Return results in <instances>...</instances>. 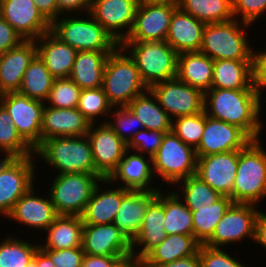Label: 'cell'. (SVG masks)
Segmentation results:
<instances>
[{
  "instance_id": "83f0119b",
  "label": "cell",
  "mask_w": 266,
  "mask_h": 267,
  "mask_svg": "<svg viewBox=\"0 0 266 267\" xmlns=\"http://www.w3.org/2000/svg\"><path fill=\"white\" fill-rule=\"evenodd\" d=\"M129 150L124 153L123 159L119 162L117 169L111 174L108 179H102V183L109 184L119 179L125 184V187L129 190H142L152 191L158 190L155 187H151L150 184L153 180V168L152 158L149 157V161L145 159L143 154H131L128 156Z\"/></svg>"
},
{
  "instance_id": "1f68e13d",
  "label": "cell",
  "mask_w": 266,
  "mask_h": 267,
  "mask_svg": "<svg viewBox=\"0 0 266 267\" xmlns=\"http://www.w3.org/2000/svg\"><path fill=\"white\" fill-rule=\"evenodd\" d=\"M177 78L205 93L211 89L213 60L201 52L180 53L178 54Z\"/></svg>"
},
{
  "instance_id": "7402d4cb",
  "label": "cell",
  "mask_w": 266,
  "mask_h": 267,
  "mask_svg": "<svg viewBox=\"0 0 266 267\" xmlns=\"http://www.w3.org/2000/svg\"><path fill=\"white\" fill-rule=\"evenodd\" d=\"M36 55L35 40H23L0 55V88L4 93L18 92L24 72Z\"/></svg>"
},
{
  "instance_id": "d4e9b609",
  "label": "cell",
  "mask_w": 266,
  "mask_h": 267,
  "mask_svg": "<svg viewBox=\"0 0 266 267\" xmlns=\"http://www.w3.org/2000/svg\"><path fill=\"white\" fill-rule=\"evenodd\" d=\"M34 194V187L32 186L17 200L6 217L35 229L46 230L54 222L58 214L50 197L45 199Z\"/></svg>"
},
{
  "instance_id": "d6986e66",
  "label": "cell",
  "mask_w": 266,
  "mask_h": 267,
  "mask_svg": "<svg viewBox=\"0 0 266 267\" xmlns=\"http://www.w3.org/2000/svg\"><path fill=\"white\" fill-rule=\"evenodd\" d=\"M238 156L239 150L197 157L195 175L222 196H230L237 173Z\"/></svg>"
},
{
  "instance_id": "681fc988",
  "label": "cell",
  "mask_w": 266,
  "mask_h": 267,
  "mask_svg": "<svg viewBox=\"0 0 266 267\" xmlns=\"http://www.w3.org/2000/svg\"><path fill=\"white\" fill-rule=\"evenodd\" d=\"M55 267H82L85 253L82 247L69 249H42Z\"/></svg>"
},
{
  "instance_id": "cb8c5ba5",
  "label": "cell",
  "mask_w": 266,
  "mask_h": 267,
  "mask_svg": "<svg viewBox=\"0 0 266 267\" xmlns=\"http://www.w3.org/2000/svg\"><path fill=\"white\" fill-rule=\"evenodd\" d=\"M205 25L177 7L171 16L166 42L178 54L199 52Z\"/></svg>"
},
{
  "instance_id": "484cf974",
  "label": "cell",
  "mask_w": 266,
  "mask_h": 267,
  "mask_svg": "<svg viewBox=\"0 0 266 267\" xmlns=\"http://www.w3.org/2000/svg\"><path fill=\"white\" fill-rule=\"evenodd\" d=\"M35 41L37 55L44 62L52 76L55 79L69 78L77 50L61 41L51 31L41 35Z\"/></svg>"
},
{
  "instance_id": "74e56055",
  "label": "cell",
  "mask_w": 266,
  "mask_h": 267,
  "mask_svg": "<svg viewBox=\"0 0 266 267\" xmlns=\"http://www.w3.org/2000/svg\"><path fill=\"white\" fill-rule=\"evenodd\" d=\"M178 193L172 191L164 193V228L167 235H194L193 215L191 210L182 203Z\"/></svg>"
},
{
  "instance_id": "680465c9",
  "label": "cell",
  "mask_w": 266,
  "mask_h": 267,
  "mask_svg": "<svg viewBox=\"0 0 266 267\" xmlns=\"http://www.w3.org/2000/svg\"><path fill=\"white\" fill-rule=\"evenodd\" d=\"M159 267H201L199 251L196 255L165 263Z\"/></svg>"
},
{
  "instance_id": "e575fe53",
  "label": "cell",
  "mask_w": 266,
  "mask_h": 267,
  "mask_svg": "<svg viewBox=\"0 0 266 267\" xmlns=\"http://www.w3.org/2000/svg\"><path fill=\"white\" fill-rule=\"evenodd\" d=\"M127 107L142 122L144 129L163 131L164 133L171 131L172 119L160 106L150 89L135 97Z\"/></svg>"
},
{
  "instance_id": "94428289",
  "label": "cell",
  "mask_w": 266,
  "mask_h": 267,
  "mask_svg": "<svg viewBox=\"0 0 266 267\" xmlns=\"http://www.w3.org/2000/svg\"><path fill=\"white\" fill-rule=\"evenodd\" d=\"M33 261L36 263L37 267H55L51 258L40 247L34 254Z\"/></svg>"
},
{
  "instance_id": "603a6c76",
  "label": "cell",
  "mask_w": 266,
  "mask_h": 267,
  "mask_svg": "<svg viewBox=\"0 0 266 267\" xmlns=\"http://www.w3.org/2000/svg\"><path fill=\"white\" fill-rule=\"evenodd\" d=\"M164 223V194L157 190V197L149 204L139 232L131 242L132 255L143 259L158 246L167 236ZM137 245L141 246L139 252Z\"/></svg>"
},
{
  "instance_id": "277c9868",
  "label": "cell",
  "mask_w": 266,
  "mask_h": 267,
  "mask_svg": "<svg viewBox=\"0 0 266 267\" xmlns=\"http://www.w3.org/2000/svg\"><path fill=\"white\" fill-rule=\"evenodd\" d=\"M259 140L239 150L237 173L229 196L233 203L254 204L266 197V152Z\"/></svg>"
},
{
  "instance_id": "7dc6e473",
  "label": "cell",
  "mask_w": 266,
  "mask_h": 267,
  "mask_svg": "<svg viewBox=\"0 0 266 267\" xmlns=\"http://www.w3.org/2000/svg\"><path fill=\"white\" fill-rule=\"evenodd\" d=\"M165 134L163 131L141 129L129 141L127 149L143 155L148 152L147 156L152 158L158 152Z\"/></svg>"
},
{
  "instance_id": "3957f363",
  "label": "cell",
  "mask_w": 266,
  "mask_h": 267,
  "mask_svg": "<svg viewBox=\"0 0 266 267\" xmlns=\"http://www.w3.org/2000/svg\"><path fill=\"white\" fill-rule=\"evenodd\" d=\"M102 89L109 103L115 106L114 109L119 105L127 106L135 97L149 89L134 60L120 45L110 53L106 61Z\"/></svg>"
},
{
  "instance_id": "6f0895ef",
  "label": "cell",
  "mask_w": 266,
  "mask_h": 267,
  "mask_svg": "<svg viewBox=\"0 0 266 267\" xmlns=\"http://www.w3.org/2000/svg\"><path fill=\"white\" fill-rule=\"evenodd\" d=\"M255 242L266 248V213L259 211L255 221Z\"/></svg>"
},
{
  "instance_id": "ee69618b",
  "label": "cell",
  "mask_w": 266,
  "mask_h": 267,
  "mask_svg": "<svg viewBox=\"0 0 266 267\" xmlns=\"http://www.w3.org/2000/svg\"><path fill=\"white\" fill-rule=\"evenodd\" d=\"M205 128V111L194 115L176 117L172 120L171 131L186 145L196 149Z\"/></svg>"
},
{
  "instance_id": "9f6ffc18",
  "label": "cell",
  "mask_w": 266,
  "mask_h": 267,
  "mask_svg": "<svg viewBox=\"0 0 266 267\" xmlns=\"http://www.w3.org/2000/svg\"><path fill=\"white\" fill-rule=\"evenodd\" d=\"M37 9L51 23L58 19V9L56 0H33Z\"/></svg>"
},
{
  "instance_id": "7a4b0ae2",
  "label": "cell",
  "mask_w": 266,
  "mask_h": 267,
  "mask_svg": "<svg viewBox=\"0 0 266 267\" xmlns=\"http://www.w3.org/2000/svg\"><path fill=\"white\" fill-rule=\"evenodd\" d=\"M34 153L45 163L57 169L59 175L86 173L99 174L95 170L91 142L85 136L54 137L42 141Z\"/></svg>"
},
{
  "instance_id": "f5cc1de1",
  "label": "cell",
  "mask_w": 266,
  "mask_h": 267,
  "mask_svg": "<svg viewBox=\"0 0 266 267\" xmlns=\"http://www.w3.org/2000/svg\"><path fill=\"white\" fill-rule=\"evenodd\" d=\"M254 86L261 98V89L266 87V49L254 52Z\"/></svg>"
},
{
  "instance_id": "ffe728a7",
  "label": "cell",
  "mask_w": 266,
  "mask_h": 267,
  "mask_svg": "<svg viewBox=\"0 0 266 267\" xmlns=\"http://www.w3.org/2000/svg\"><path fill=\"white\" fill-rule=\"evenodd\" d=\"M82 249L85 254L99 256H129L131 242L114 224H84Z\"/></svg>"
},
{
  "instance_id": "60d3db41",
  "label": "cell",
  "mask_w": 266,
  "mask_h": 267,
  "mask_svg": "<svg viewBox=\"0 0 266 267\" xmlns=\"http://www.w3.org/2000/svg\"><path fill=\"white\" fill-rule=\"evenodd\" d=\"M9 152L17 158L35 155L34 149L20 136L12 118L0 106V151Z\"/></svg>"
},
{
  "instance_id": "d6a6232c",
  "label": "cell",
  "mask_w": 266,
  "mask_h": 267,
  "mask_svg": "<svg viewBox=\"0 0 266 267\" xmlns=\"http://www.w3.org/2000/svg\"><path fill=\"white\" fill-rule=\"evenodd\" d=\"M113 51H77L69 78L81 89L102 87L106 61Z\"/></svg>"
},
{
  "instance_id": "be15d7a7",
  "label": "cell",
  "mask_w": 266,
  "mask_h": 267,
  "mask_svg": "<svg viewBox=\"0 0 266 267\" xmlns=\"http://www.w3.org/2000/svg\"><path fill=\"white\" fill-rule=\"evenodd\" d=\"M146 4H178L179 0H139Z\"/></svg>"
},
{
  "instance_id": "836d02e7",
  "label": "cell",
  "mask_w": 266,
  "mask_h": 267,
  "mask_svg": "<svg viewBox=\"0 0 266 267\" xmlns=\"http://www.w3.org/2000/svg\"><path fill=\"white\" fill-rule=\"evenodd\" d=\"M83 220L81 216L58 215L48 226L46 244L41 249H69L82 247Z\"/></svg>"
},
{
  "instance_id": "e7e4bbea",
  "label": "cell",
  "mask_w": 266,
  "mask_h": 267,
  "mask_svg": "<svg viewBox=\"0 0 266 267\" xmlns=\"http://www.w3.org/2000/svg\"><path fill=\"white\" fill-rule=\"evenodd\" d=\"M3 96H4V92L0 88V106H2Z\"/></svg>"
},
{
  "instance_id": "8992f818",
  "label": "cell",
  "mask_w": 266,
  "mask_h": 267,
  "mask_svg": "<svg viewBox=\"0 0 266 267\" xmlns=\"http://www.w3.org/2000/svg\"><path fill=\"white\" fill-rule=\"evenodd\" d=\"M236 20L206 24L199 52L212 60H254V51L243 33L251 24Z\"/></svg>"
},
{
  "instance_id": "f6af8a7d",
  "label": "cell",
  "mask_w": 266,
  "mask_h": 267,
  "mask_svg": "<svg viewBox=\"0 0 266 267\" xmlns=\"http://www.w3.org/2000/svg\"><path fill=\"white\" fill-rule=\"evenodd\" d=\"M81 88L70 78L54 79L48 99L50 107L76 108Z\"/></svg>"
},
{
  "instance_id": "7c38bea8",
  "label": "cell",
  "mask_w": 266,
  "mask_h": 267,
  "mask_svg": "<svg viewBox=\"0 0 266 267\" xmlns=\"http://www.w3.org/2000/svg\"><path fill=\"white\" fill-rule=\"evenodd\" d=\"M44 103L18 92L4 93L2 106L6 109L20 136L35 149L41 143Z\"/></svg>"
},
{
  "instance_id": "f1b7e54d",
  "label": "cell",
  "mask_w": 266,
  "mask_h": 267,
  "mask_svg": "<svg viewBox=\"0 0 266 267\" xmlns=\"http://www.w3.org/2000/svg\"><path fill=\"white\" fill-rule=\"evenodd\" d=\"M211 88L256 89L254 86V60H213Z\"/></svg>"
},
{
  "instance_id": "4dcf8cb0",
  "label": "cell",
  "mask_w": 266,
  "mask_h": 267,
  "mask_svg": "<svg viewBox=\"0 0 266 267\" xmlns=\"http://www.w3.org/2000/svg\"><path fill=\"white\" fill-rule=\"evenodd\" d=\"M201 243L194 235L173 234L153 248L144 258V267H159L178 259L196 255Z\"/></svg>"
},
{
  "instance_id": "4fadbf2b",
  "label": "cell",
  "mask_w": 266,
  "mask_h": 267,
  "mask_svg": "<svg viewBox=\"0 0 266 267\" xmlns=\"http://www.w3.org/2000/svg\"><path fill=\"white\" fill-rule=\"evenodd\" d=\"M178 4L139 2L131 32L123 42L166 41L171 16Z\"/></svg>"
},
{
  "instance_id": "9a60e30c",
  "label": "cell",
  "mask_w": 266,
  "mask_h": 267,
  "mask_svg": "<svg viewBox=\"0 0 266 267\" xmlns=\"http://www.w3.org/2000/svg\"><path fill=\"white\" fill-rule=\"evenodd\" d=\"M253 139L240 127L210 118L205 113V128L195 149L197 157L244 149Z\"/></svg>"
},
{
  "instance_id": "db71d44e",
  "label": "cell",
  "mask_w": 266,
  "mask_h": 267,
  "mask_svg": "<svg viewBox=\"0 0 266 267\" xmlns=\"http://www.w3.org/2000/svg\"><path fill=\"white\" fill-rule=\"evenodd\" d=\"M57 1V9H58V18L62 16L60 14L66 12L72 13L73 11H81L85 12L90 11V7L92 4V0H56Z\"/></svg>"
},
{
  "instance_id": "7bdbcfd3",
  "label": "cell",
  "mask_w": 266,
  "mask_h": 267,
  "mask_svg": "<svg viewBox=\"0 0 266 267\" xmlns=\"http://www.w3.org/2000/svg\"><path fill=\"white\" fill-rule=\"evenodd\" d=\"M76 108L91 124H95L96 118L104 117V115H107V112L110 114L109 111H112L113 106L107 100L102 87H99L81 89Z\"/></svg>"
},
{
  "instance_id": "c3c4849f",
  "label": "cell",
  "mask_w": 266,
  "mask_h": 267,
  "mask_svg": "<svg viewBox=\"0 0 266 267\" xmlns=\"http://www.w3.org/2000/svg\"><path fill=\"white\" fill-rule=\"evenodd\" d=\"M199 257L201 267H245L244 264L227 254L222 248H211L200 245Z\"/></svg>"
},
{
  "instance_id": "f907efd6",
  "label": "cell",
  "mask_w": 266,
  "mask_h": 267,
  "mask_svg": "<svg viewBox=\"0 0 266 267\" xmlns=\"http://www.w3.org/2000/svg\"><path fill=\"white\" fill-rule=\"evenodd\" d=\"M234 18L242 16L241 21L253 24L266 11V0H232Z\"/></svg>"
},
{
  "instance_id": "6da1fadb",
  "label": "cell",
  "mask_w": 266,
  "mask_h": 267,
  "mask_svg": "<svg viewBox=\"0 0 266 267\" xmlns=\"http://www.w3.org/2000/svg\"><path fill=\"white\" fill-rule=\"evenodd\" d=\"M261 104L256 89L211 88L204 93V111L207 116L240 127L253 140L261 137Z\"/></svg>"
},
{
  "instance_id": "f35d334b",
  "label": "cell",
  "mask_w": 266,
  "mask_h": 267,
  "mask_svg": "<svg viewBox=\"0 0 266 267\" xmlns=\"http://www.w3.org/2000/svg\"><path fill=\"white\" fill-rule=\"evenodd\" d=\"M232 203L229 196H222L209 207L188 208L193 215L194 236L201 244H204L212 236L216 225Z\"/></svg>"
},
{
  "instance_id": "816d5d0a",
  "label": "cell",
  "mask_w": 266,
  "mask_h": 267,
  "mask_svg": "<svg viewBox=\"0 0 266 267\" xmlns=\"http://www.w3.org/2000/svg\"><path fill=\"white\" fill-rule=\"evenodd\" d=\"M23 41L14 28L0 16V55Z\"/></svg>"
},
{
  "instance_id": "30bf717a",
  "label": "cell",
  "mask_w": 266,
  "mask_h": 267,
  "mask_svg": "<svg viewBox=\"0 0 266 267\" xmlns=\"http://www.w3.org/2000/svg\"><path fill=\"white\" fill-rule=\"evenodd\" d=\"M254 204L232 203L216 225L212 236L204 243L211 248H222L227 244L255 239V221L259 210Z\"/></svg>"
},
{
  "instance_id": "91938a15",
  "label": "cell",
  "mask_w": 266,
  "mask_h": 267,
  "mask_svg": "<svg viewBox=\"0 0 266 267\" xmlns=\"http://www.w3.org/2000/svg\"><path fill=\"white\" fill-rule=\"evenodd\" d=\"M113 267H144V265L143 259L131 254L119 259Z\"/></svg>"
},
{
  "instance_id": "5b68a950",
  "label": "cell",
  "mask_w": 266,
  "mask_h": 267,
  "mask_svg": "<svg viewBox=\"0 0 266 267\" xmlns=\"http://www.w3.org/2000/svg\"><path fill=\"white\" fill-rule=\"evenodd\" d=\"M120 46L128 49L148 88L177 78L178 53L166 41L122 42Z\"/></svg>"
},
{
  "instance_id": "52a82bcc",
  "label": "cell",
  "mask_w": 266,
  "mask_h": 267,
  "mask_svg": "<svg viewBox=\"0 0 266 267\" xmlns=\"http://www.w3.org/2000/svg\"><path fill=\"white\" fill-rule=\"evenodd\" d=\"M88 15L86 19L84 17L83 19L67 17L60 21L55 19L50 24V31L77 51H114L120 44L90 13Z\"/></svg>"
},
{
  "instance_id": "5bb4252c",
  "label": "cell",
  "mask_w": 266,
  "mask_h": 267,
  "mask_svg": "<svg viewBox=\"0 0 266 267\" xmlns=\"http://www.w3.org/2000/svg\"><path fill=\"white\" fill-rule=\"evenodd\" d=\"M138 5L139 0H92L89 13L121 44L131 32Z\"/></svg>"
},
{
  "instance_id": "6125c7cd",
  "label": "cell",
  "mask_w": 266,
  "mask_h": 267,
  "mask_svg": "<svg viewBox=\"0 0 266 267\" xmlns=\"http://www.w3.org/2000/svg\"><path fill=\"white\" fill-rule=\"evenodd\" d=\"M5 158L0 160V174L17 158L9 152H5Z\"/></svg>"
},
{
  "instance_id": "ba28073f",
  "label": "cell",
  "mask_w": 266,
  "mask_h": 267,
  "mask_svg": "<svg viewBox=\"0 0 266 267\" xmlns=\"http://www.w3.org/2000/svg\"><path fill=\"white\" fill-rule=\"evenodd\" d=\"M100 174H56L51 183L50 199L58 215L81 216L101 180Z\"/></svg>"
},
{
  "instance_id": "f546056e",
  "label": "cell",
  "mask_w": 266,
  "mask_h": 267,
  "mask_svg": "<svg viewBox=\"0 0 266 267\" xmlns=\"http://www.w3.org/2000/svg\"><path fill=\"white\" fill-rule=\"evenodd\" d=\"M98 183L81 215L84 224L102 225L113 223L122 197L129 191L125 187L100 191Z\"/></svg>"
},
{
  "instance_id": "d590c367",
  "label": "cell",
  "mask_w": 266,
  "mask_h": 267,
  "mask_svg": "<svg viewBox=\"0 0 266 267\" xmlns=\"http://www.w3.org/2000/svg\"><path fill=\"white\" fill-rule=\"evenodd\" d=\"M178 7L205 24L234 19L232 0H179Z\"/></svg>"
},
{
  "instance_id": "03108f58",
  "label": "cell",
  "mask_w": 266,
  "mask_h": 267,
  "mask_svg": "<svg viewBox=\"0 0 266 267\" xmlns=\"http://www.w3.org/2000/svg\"><path fill=\"white\" fill-rule=\"evenodd\" d=\"M26 267H37L36 263L32 260Z\"/></svg>"
},
{
  "instance_id": "ac0fdd59",
  "label": "cell",
  "mask_w": 266,
  "mask_h": 267,
  "mask_svg": "<svg viewBox=\"0 0 266 267\" xmlns=\"http://www.w3.org/2000/svg\"><path fill=\"white\" fill-rule=\"evenodd\" d=\"M32 155L16 158L0 174V215L7 216L15 203L33 185L35 165Z\"/></svg>"
},
{
  "instance_id": "8fae6325",
  "label": "cell",
  "mask_w": 266,
  "mask_h": 267,
  "mask_svg": "<svg viewBox=\"0 0 266 267\" xmlns=\"http://www.w3.org/2000/svg\"><path fill=\"white\" fill-rule=\"evenodd\" d=\"M149 89L172 120L204 111V93L178 78L156 83Z\"/></svg>"
},
{
  "instance_id": "bcb514c9",
  "label": "cell",
  "mask_w": 266,
  "mask_h": 267,
  "mask_svg": "<svg viewBox=\"0 0 266 267\" xmlns=\"http://www.w3.org/2000/svg\"><path fill=\"white\" fill-rule=\"evenodd\" d=\"M112 113L114 114H112V117L115 119L114 123H112V121L110 122L107 120H104L101 123H107L113 129L115 134L126 144H128L129 141L133 138V136L140 131L138 129H136L135 131V128L141 127L142 130L144 129L142 122L127 106H119V108L113 111ZM124 130H128L127 132L130 135L126 134L127 132L125 131V133Z\"/></svg>"
},
{
  "instance_id": "9c48e42d",
  "label": "cell",
  "mask_w": 266,
  "mask_h": 267,
  "mask_svg": "<svg viewBox=\"0 0 266 267\" xmlns=\"http://www.w3.org/2000/svg\"><path fill=\"white\" fill-rule=\"evenodd\" d=\"M197 155L193 147L186 145L172 131L164 135L158 152L152 157L153 172L168 184L195 175Z\"/></svg>"
},
{
  "instance_id": "44dd1931",
  "label": "cell",
  "mask_w": 266,
  "mask_h": 267,
  "mask_svg": "<svg viewBox=\"0 0 266 267\" xmlns=\"http://www.w3.org/2000/svg\"><path fill=\"white\" fill-rule=\"evenodd\" d=\"M91 123L77 108L44 106L41 142L54 137L85 136Z\"/></svg>"
},
{
  "instance_id": "8d00e7d4",
  "label": "cell",
  "mask_w": 266,
  "mask_h": 267,
  "mask_svg": "<svg viewBox=\"0 0 266 267\" xmlns=\"http://www.w3.org/2000/svg\"><path fill=\"white\" fill-rule=\"evenodd\" d=\"M54 79L44 62L36 55L24 72L18 93L45 103Z\"/></svg>"
},
{
  "instance_id": "ab89813d",
  "label": "cell",
  "mask_w": 266,
  "mask_h": 267,
  "mask_svg": "<svg viewBox=\"0 0 266 267\" xmlns=\"http://www.w3.org/2000/svg\"><path fill=\"white\" fill-rule=\"evenodd\" d=\"M179 183V184H178ZM183 183V184H182ZM183 187V202L187 208H204L214 204L222 195L213 190L207 183L201 180L197 175L178 181L175 185Z\"/></svg>"
},
{
  "instance_id": "e0dca14e",
  "label": "cell",
  "mask_w": 266,
  "mask_h": 267,
  "mask_svg": "<svg viewBox=\"0 0 266 267\" xmlns=\"http://www.w3.org/2000/svg\"><path fill=\"white\" fill-rule=\"evenodd\" d=\"M0 16L23 40H37L50 31V22L37 9L33 0H0Z\"/></svg>"
},
{
  "instance_id": "2e32d148",
  "label": "cell",
  "mask_w": 266,
  "mask_h": 267,
  "mask_svg": "<svg viewBox=\"0 0 266 267\" xmlns=\"http://www.w3.org/2000/svg\"><path fill=\"white\" fill-rule=\"evenodd\" d=\"M94 125H90L87 137L91 142L95 170L104 179H108L123 159L127 144L107 123H100L97 128Z\"/></svg>"
},
{
  "instance_id": "11a10c76",
  "label": "cell",
  "mask_w": 266,
  "mask_h": 267,
  "mask_svg": "<svg viewBox=\"0 0 266 267\" xmlns=\"http://www.w3.org/2000/svg\"><path fill=\"white\" fill-rule=\"evenodd\" d=\"M127 256H99L85 254L82 267H113L115 263Z\"/></svg>"
},
{
  "instance_id": "b9f144b4",
  "label": "cell",
  "mask_w": 266,
  "mask_h": 267,
  "mask_svg": "<svg viewBox=\"0 0 266 267\" xmlns=\"http://www.w3.org/2000/svg\"><path fill=\"white\" fill-rule=\"evenodd\" d=\"M0 242V267H26L34 258L39 244L10 236Z\"/></svg>"
},
{
  "instance_id": "4316f807",
  "label": "cell",
  "mask_w": 266,
  "mask_h": 267,
  "mask_svg": "<svg viewBox=\"0 0 266 267\" xmlns=\"http://www.w3.org/2000/svg\"><path fill=\"white\" fill-rule=\"evenodd\" d=\"M156 197L157 190H129L122 197L121 206L118 209L113 223L130 242H132L138 234L146 210Z\"/></svg>"
}]
</instances>
